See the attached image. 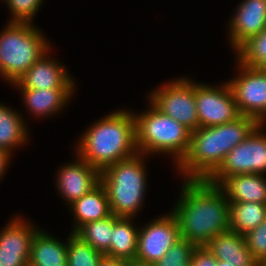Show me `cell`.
I'll use <instances>...</instances> for the list:
<instances>
[{"mask_svg":"<svg viewBox=\"0 0 266 266\" xmlns=\"http://www.w3.org/2000/svg\"><path fill=\"white\" fill-rule=\"evenodd\" d=\"M170 211L178 221L181 238L196 247L229 230L230 202L221 188L207 179H182L179 197Z\"/></svg>","mask_w":266,"mask_h":266,"instance_id":"1","label":"cell"},{"mask_svg":"<svg viewBox=\"0 0 266 266\" xmlns=\"http://www.w3.org/2000/svg\"><path fill=\"white\" fill-rule=\"evenodd\" d=\"M259 125L256 119L241 115L233 122L192 131L188 153L175 167L176 173L182 179H208Z\"/></svg>","mask_w":266,"mask_h":266,"instance_id":"2","label":"cell"},{"mask_svg":"<svg viewBox=\"0 0 266 266\" xmlns=\"http://www.w3.org/2000/svg\"><path fill=\"white\" fill-rule=\"evenodd\" d=\"M74 145V152L100 171L136 155V121L133 111L117 109L95 120L80 134Z\"/></svg>","mask_w":266,"mask_h":266,"instance_id":"3","label":"cell"},{"mask_svg":"<svg viewBox=\"0 0 266 266\" xmlns=\"http://www.w3.org/2000/svg\"><path fill=\"white\" fill-rule=\"evenodd\" d=\"M145 158L149 156L137 153L101 171V183L106 189L111 213L117 217L135 218L144 208L148 191Z\"/></svg>","mask_w":266,"mask_h":266,"instance_id":"4","label":"cell"},{"mask_svg":"<svg viewBox=\"0 0 266 266\" xmlns=\"http://www.w3.org/2000/svg\"><path fill=\"white\" fill-rule=\"evenodd\" d=\"M148 103L149 109L133 112L137 151L149 157L167 154L172 157V165L176 167L188 153L191 131Z\"/></svg>","mask_w":266,"mask_h":266,"instance_id":"5","label":"cell"},{"mask_svg":"<svg viewBox=\"0 0 266 266\" xmlns=\"http://www.w3.org/2000/svg\"><path fill=\"white\" fill-rule=\"evenodd\" d=\"M34 24L7 21L0 32V78L11 87L52 47Z\"/></svg>","mask_w":266,"mask_h":266,"instance_id":"6","label":"cell"},{"mask_svg":"<svg viewBox=\"0 0 266 266\" xmlns=\"http://www.w3.org/2000/svg\"><path fill=\"white\" fill-rule=\"evenodd\" d=\"M161 113L175 119L191 132L199 128L195 100V80L181 76L167 81L146 96Z\"/></svg>","mask_w":266,"mask_h":266,"instance_id":"7","label":"cell"},{"mask_svg":"<svg viewBox=\"0 0 266 266\" xmlns=\"http://www.w3.org/2000/svg\"><path fill=\"white\" fill-rule=\"evenodd\" d=\"M265 127V124H260L244 141L236 145L207 180L218 185L224 178L232 175L255 173L266 176Z\"/></svg>","mask_w":266,"mask_h":266,"instance_id":"8","label":"cell"},{"mask_svg":"<svg viewBox=\"0 0 266 266\" xmlns=\"http://www.w3.org/2000/svg\"><path fill=\"white\" fill-rule=\"evenodd\" d=\"M237 73L227 82L240 115L256 119L266 125V71L246 66L236 58ZM239 72V73H238Z\"/></svg>","mask_w":266,"mask_h":266,"instance_id":"9","label":"cell"},{"mask_svg":"<svg viewBox=\"0 0 266 266\" xmlns=\"http://www.w3.org/2000/svg\"><path fill=\"white\" fill-rule=\"evenodd\" d=\"M195 100L199 128L233 122L241 116L227 80L218 85L195 81Z\"/></svg>","mask_w":266,"mask_h":266,"instance_id":"10","label":"cell"},{"mask_svg":"<svg viewBox=\"0 0 266 266\" xmlns=\"http://www.w3.org/2000/svg\"><path fill=\"white\" fill-rule=\"evenodd\" d=\"M180 238L175 215L171 211L158 215L152 221H147L144 226H140L135 259L152 265Z\"/></svg>","mask_w":266,"mask_h":266,"instance_id":"11","label":"cell"},{"mask_svg":"<svg viewBox=\"0 0 266 266\" xmlns=\"http://www.w3.org/2000/svg\"><path fill=\"white\" fill-rule=\"evenodd\" d=\"M16 214L0 230V266H28L37 225Z\"/></svg>","mask_w":266,"mask_h":266,"instance_id":"12","label":"cell"},{"mask_svg":"<svg viewBox=\"0 0 266 266\" xmlns=\"http://www.w3.org/2000/svg\"><path fill=\"white\" fill-rule=\"evenodd\" d=\"M75 160L59 167L55 177L56 191L70 205L101 182V171L84 161L77 153Z\"/></svg>","mask_w":266,"mask_h":266,"instance_id":"13","label":"cell"},{"mask_svg":"<svg viewBox=\"0 0 266 266\" xmlns=\"http://www.w3.org/2000/svg\"><path fill=\"white\" fill-rule=\"evenodd\" d=\"M52 48L12 85V89L77 88L74 75L72 76L67 67L51 55Z\"/></svg>","mask_w":266,"mask_h":266,"instance_id":"14","label":"cell"},{"mask_svg":"<svg viewBox=\"0 0 266 266\" xmlns=\"http://www.w3.org/2000/svg\"><path fill=\"white\" fill-rule=\"evenodd\" d=\"M228 19L227 39L233 53L266 28V0H241Z\"/></svg>","mask_w":266,"mask_h":266,"instance_id":"15","label":"cell"},{"mask_svg":"<svg viewBox=\"0 0 266 266\" xmlns=\"http://www.w3.org/2000/svg\"><path fill=\"white\" fill-rule=\"evenodd\" d=\"M25 104L26 112L33 118H50L60 115L71 102L77 88L17 89ZM51 115V116H50Z\"/></svg>","mask_w":266,"mask_h":266,"instance_id":"16","label":"cell"},{"mask_svg":"<svg viewBox=\"0 0 266 266\" xmlns=\"http://www.w3.org/2000/svg\"><path fill=\"white\" fill-rule=\"evenodd\" d=\"M204 247L217 260L233 266H260L247 247L245 237L231 230L217 234Z\"/></svg>","mask_w":266,"mask_h":266,"instance_id":"17","label":"cell"},{"mask_svg":"<svg viewBox=\"0 0 266 266\" xmlns=\"http://www.w3.org/2000/svg\"><path fill=\"white\" fill-rule=\"evenodd\" d=\"M218 186L232 202L266 204V178L262 174H239L224 178Z\"/></svg>","mask_w":266,"mask_h":266,"instance_id":"18","label":"cell"},{"mask_svg":"<svg viewBox=\"0 0 266 266\" xmlns=\"http://www.w3.org/2000/svg\"><path fill=\"white\" fill-rule=\"evenodd\" d=\"M68 208L74 218L71 233L87 222L105 219L112 214L106 189L101 182L80 199L73 201Z\"/></svg>","mask_w":266,"mask_h":266,"instance_id":"19","label":"cell"},{"mask_svg":"<svg viewBox=\"0 0 266 266\" xmlns=\"http://www.w3.org/2000/svg\"><path fill=\"white\" fill-rule=\"evenodd\" d=\"M28 266H67V240L40 228L32 240Z\"/></svg>","mask_w":266,"mask_h":266,"instance_id":"20","label":"cell"},{"mask_svg":"<svg viewBox=\"0 0 266 266\" xmlns=\"http://www.w3.org/2000/svg\"><path fill=\"white\" fill-rule=\"evenodd\" d=\"M23 115L17 109L0 103V148L12 156L17 148L25 147L30 139L29 125Z\"/></svg>","mask_w":266,"mask_h":266,"instance_id":"21","label":"cell"},{"mask_svg":"<svg viewBox=\"0 0 266 266\" xmlns=\"http://www.w3.org/2000/svg\"><path fill=\"white\" fill-rule=\"evenodd\" d=\"M136 220L134 217H117L113 214L110 257L123 260L136 258L139 233V226L134 224Z\"/></svg>","mask_w":266,"mask_h":266,"instance_id":"22","label":"cell"},{"mask_svg":"<svg viewBox=\"0 0 266 266\" xmlns=\"http://www.w3.org/2000/svg\"><path fill=\"white\" fill-rule=\"evenodd\" d=\"M266 219V204L254 202L230 203L229 230L245 235Z\"/></svg>","mask_w":266,"mask_h":266,"instance_id":"23","label":"cell"},{"mask_svg":"<svg viewBox=\"0 0 266 266\" xmlns=\"http://www.w3.org/2000/svg\"><path fill=\"white\" fill-rule=\"evenodd\" d=\"M113 232V214L105 219L91 221L80 226L74 234L91 247L110 257V238Z\"/></svg>","mask_w":266,"mask_h":266,"instance_id":"24","label":"cell"},{"mask_svg":"<svg viewBox=\"0 0 266 266\" xmlns=\"http://www.w3.org/2000/svg\"><path fill=\"white\" fill-rule=\"evenodd\" d=\"M234 54L240 63L266 71V28L243 43Z\"/></svg>","mask_w":266,"mask_h":266,"instance_id":"25","label":"cell"},{"mask_svg":"<svg viewBox=\"0 0 266 266\" xmlns=\"http://www.w3.org/2000/svg\"><path fill=\"white\" fill-rule=\"evenodd\" d=\"M67 238V266H97L103 254L74 233Z\"/></svg>","mask_w":266,"mask_h":266,"instance_id":"26","label":"cell"},{"mask_svg":"<svg viewBox=\"0 0 266 266\" xmlns=\"http://www.w3.org/2000/svg\"><path fill=\"white\" fill-rule=\"evenodd\" d=\"M195 248L193 243L180 238L160 260L151 266H191L192 252Z\"/></svg>","mask_w":266,"mask_h":266,"instance_id":"27","label":"cell"},{"mask_svg":"<svg viewBox=\"0 0 266 266\" xmlns=\"http://www.w3.org/2000/svg\"><path fill=\"white\" fill-rule=\"evenodd\" d=\"M10 11L8 22L33 23L44 0H3Z\"/></svg>","mask_w":266,"mask_h":266,"instance_id":"28","label":"cell"},{"mask_svg":"<svg viewBox=\"0 0 266 266\" xmlns=\"http://www.w3.org/2000/svg\"><path fill=\"white\" fill-rule=\"evenodd\" d=\"M244 237L247 247L261 264L266 259V219Z\"/></svg>","mask_w":266,"mask_h":266,"instance_id":"29","label":"cell"},{"mask_svg":"<svg viewBox=\"0 0 266 266\" xmlns=\"http://www.w3.org/2000/svg\"><path fill=\"white\" fill-rule=\"evenodd\" d=\"M218 260L203 246L192 252L191 266H217Z\"/></svg>","mask_w":266,"mask_h":266,"instance_id":"30","label":"cell"},{"mask_svg":"<svg viewBox=\"0 0 266 266\" xmlns=\"http://www.w3.org/2000/svg\"><path fill=\"white\" fill-rule=\"evenodd\" d=\"M12 158L14 157L8 151L0 148V181L3 180Z\"/></svg>","mask_w":266,"mask_h":266,"instance_id":"31","label":"cell"},{"mask_svg":"<svg viewBox=\"0 0 266 266\" xmlns=\"http://www.w3.org/2000/svg\"><path fill=\"white\" fill-rule=\"evenodd\" d=\"M97 266H124V260L103 255Z\"/></svg>","mask_w":266,"mask_h":266,"instance_id":"32","label":"cell"},{"mask_svg":"<svg viewBox=\"0 0 266 266\" xmlns=\"http://www.w3.org/2000/svg\"><path fill=\"white\" fill-rule=\"evenodd\" d=\"M124 266H151L143 261L137 259L124 260Z\"/></svg>","mask_w":266,"mask_h":266,"instance_id":"33","label":"cell"},{"mask_svg":"<svg viewBox=\"0 0 266 266\" xmlns=\"http://www.w3.org/2000/svg\"><path fill=\"white\" fill-rule=\"evenodd\" d=\"M217 266H233V265L231 263H229V262L218 260V265Z\"/></svg>","mask_w":266,"mask_h":266,"instance_id":"34","label":"cell"},{"mask_svg":"<svg viewBox=\"0 0 266 266\" xmlns=\"http://www.w3.org/2000/svg\"><path fill=\"white\" fill-rule=\"evenodd\" d=\"M260 266H266V259L260 264Z\"/></svg>","mask_w":266,"mask_h":266,"instance_id":"35","label":"cell"}]
</instances>
